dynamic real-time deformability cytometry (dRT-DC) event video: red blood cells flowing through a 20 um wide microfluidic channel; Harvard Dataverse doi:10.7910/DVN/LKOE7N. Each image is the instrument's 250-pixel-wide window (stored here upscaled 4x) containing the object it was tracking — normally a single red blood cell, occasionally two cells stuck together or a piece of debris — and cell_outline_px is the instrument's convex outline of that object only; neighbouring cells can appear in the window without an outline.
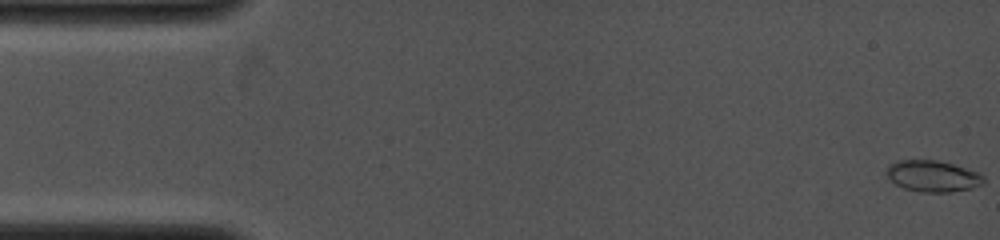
{"species": "common noctule bat (a hibernating species)", "species_latin": "Nyctalus noctula", "temperature_condition": "cold", "stored_images_in_passage": 52, "camera_frame_rate_fps": 4000, "um_per_image_px": 0.085, "animal": {"sex": "female", "body_mass_g": 19.0, "forearm_length_mm": 53.3}, "frame": {"image": 1, "passage_image": 1, "time_ms": 0.0, "image_size_px": [1000, 240], "cell_outline_px": [[984, 184], [972, 188], [952, 192], [920, 192], [904, 188], [888, 180], [884, 172], [888, 164], [896, 160], [936, 160], [952, 164], [976, 172], [984, 176]], "centroid_in_image_um": [79.22, 14.97], "position_along_channel_um": 5.8, "area_um2": 17.92}}
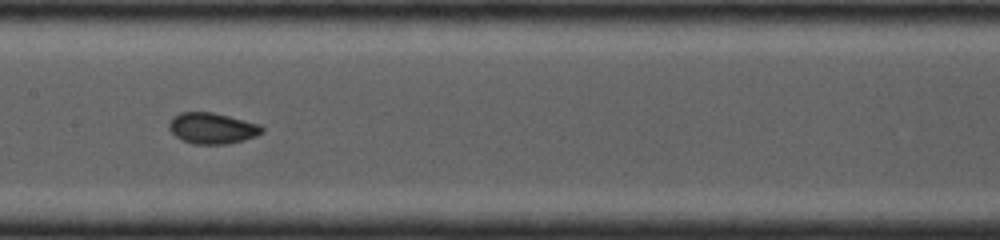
{"frame": {"image": 2, "passage_image": 23, "time_ms": 7.25, "image_size_px": [1000, 240], "cell_outline_px": [[264, 132], [256, 136], [244, 140], [228, 144], [192, 144], [176, 136], [168, 128], [168, 124], [172, 116], [180, 112], [212, 112], [260, 124], [264, 128]], "centroid_in_image_um": [18.04, 10.9], "position_along_channel_um": 189.4, "area_um2": 16.88}}
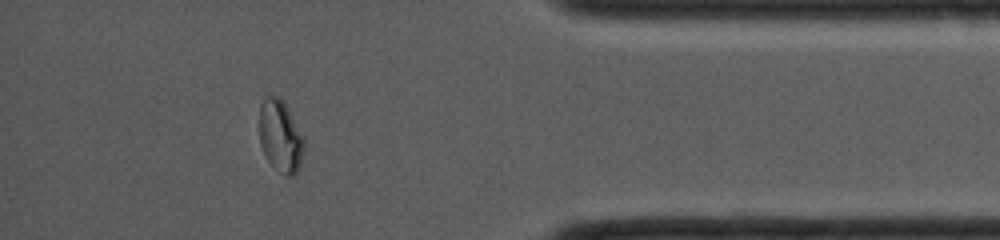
{"frame": {"image": 3, "passage_image": 43, "time_ms": 12.75, "image_size_px": [1000, 240], "cell_outline_px": [[304, 148], [300, 168], [296, 176], [284, 176], [268, 160], [260, 144], [260, 104], [264, 96], [280, 96], [284, 100], [304, 140]], "centroid_in_image_um": [23.84, 11.58], "position_along_channel_um": 411.4, "area_um2": 18.84}}